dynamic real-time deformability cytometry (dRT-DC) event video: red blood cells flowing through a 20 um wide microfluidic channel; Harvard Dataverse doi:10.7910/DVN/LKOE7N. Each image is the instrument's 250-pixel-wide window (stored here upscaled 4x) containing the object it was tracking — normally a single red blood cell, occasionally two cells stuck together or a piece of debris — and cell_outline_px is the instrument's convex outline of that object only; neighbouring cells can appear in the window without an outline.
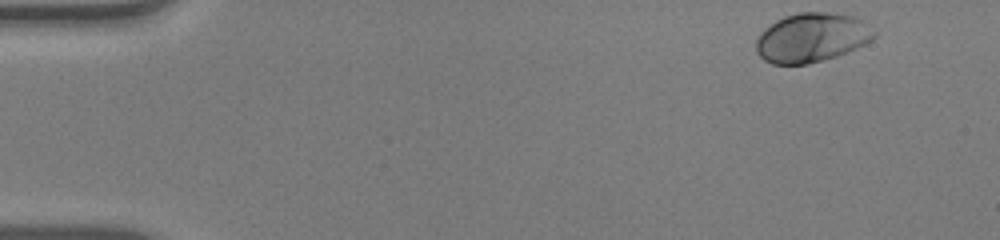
{"species": "human", "species_latin": "Homo sapiens", "temperature_condition": "warm", "stored_images_in_passage": 50, "camera_frame_rate_fps": 3000, "um_per_image_px": 0.085, "donor": {"sex": "male"}, "frame": {"image": 1, "passage_image": 1, "time_ms": 0.0, "image_size_px": [1000, 240], "cell_outline_px": [[876, 36], [872, 40], [856, 48], [836, 56], [804, 64], [772, 64], [764, 60], [756, 52], [756, 40], [760, 32], [764, 28], [776, 20], [784, 16], [796, 12], [828, 12], [852, 16], [860, 20], [876, 32]], "centroid_in_image_um": [68.95, 3.19], "position_along_channel_um": 16.0, "area_um2": 33.7}}
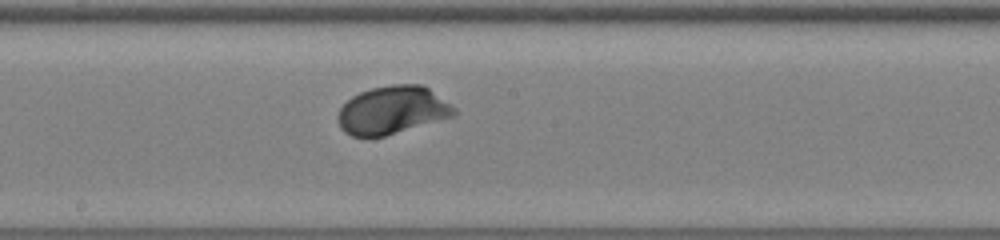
{"frame": {"image": 2, "passage_image": 26, "time_ms": 8.333, "image_size_px": [1000, 240], "cell_outline_px": [[456, 116], [384, 136], [352, 136], [344, 132], [340, 128], [336, 116], [340, 108], [352, 96], [360, 92], [372, 88], [392, 84], [420, 84], [428, 88], [456, 108]], "centroid_in_image_um": [33.34, 9.36], "position_along_channel_um": 214.9, "area_um2": 32.48}}
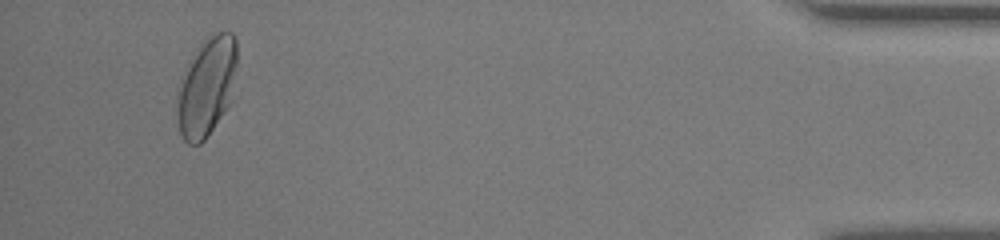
{"frame": {"image": 3, "passage_image": 47, "time_ms": 15.333, "image_size_px": [1000, 240], "cell_outline_px": [[236, 64], [232, 100], [224, 112], [204, 140], [200, 144], [188, 144], [184, 140], [180, 132], [176, 116], [176, 84], [180, 76], [200, 44], [216, 32], [232, 32], [236, 40]], "centroid_in_image_um": [17.52, 7.39], "position_along_channel_um": 417.7, "area_um2": 34.8}, "authors_computed_cell_mechanics": {"area_um2": 31.7033, "velocity_mm_per_s": 3.8836, "shape_relaxation_time_tau1_ms": 1.7759, "shape_relaxation_time_tau2_ms": null, "deformation_change_tau1": 0.1353, "deformation_change_tau2": null}}